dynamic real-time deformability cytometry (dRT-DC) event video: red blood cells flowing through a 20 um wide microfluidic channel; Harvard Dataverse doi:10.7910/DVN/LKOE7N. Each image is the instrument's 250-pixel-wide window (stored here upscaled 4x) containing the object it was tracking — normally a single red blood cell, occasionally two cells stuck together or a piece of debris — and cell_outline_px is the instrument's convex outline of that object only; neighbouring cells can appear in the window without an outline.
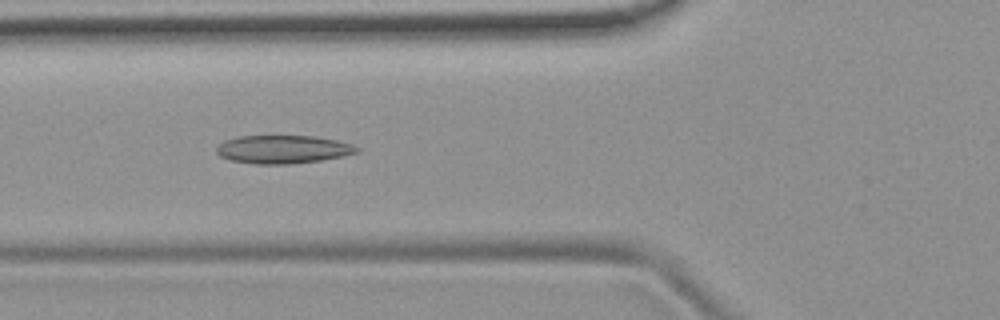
{"species": "common noctule bat (a hibernating species)", "species_latin": "Nyctalus noctula", "temperature_condition": "room temperature", "stored_images_in_passage": 37, "camera_frame_rate_fps": 3000, "um_per_image_px": 0.085, "animal": {"sex": "female", "body_mass_g": 19.9}, "frame": {"image": 1, "passage_image": 4, "time_ms": 1.0, "image_size_px": [1000, 320], "cell_outline_px": [[360, 152], [344, 156], [320, 160], [288, 164], [256, 164], [228, 160], [220, 156], [216, 152], [216, 148], [224, 140], [240, 136], [316, 136], [336, 140], [352, 144], [360, 148]], "centroid_in_image_um": [24.06, 12.69], "position_along_channel_um": 101.7, "area_um2": 23.18}}
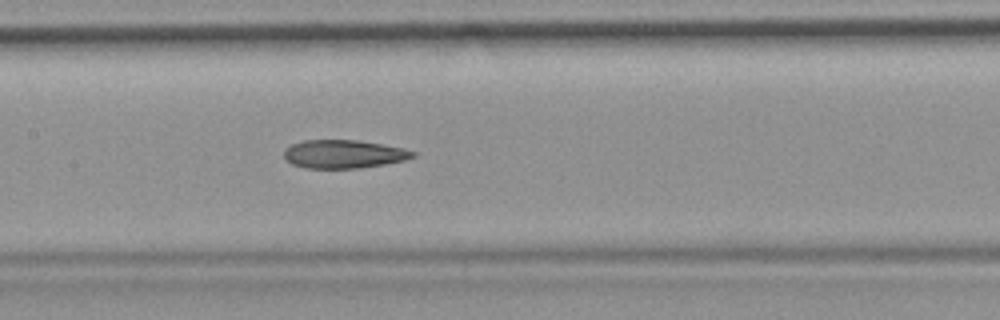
{"frame": {"image": 2, "passage_image": 10, "time_ms": 3.0, "image_size_px": [1000, 320], "cell_outline_px": [[416, 156], [404, 160], [384, 164], [360, 168], [304, 168], [292, 164], [284, 156], [284, 148], [292, 144], [304, 140], [356, 140], [384, 144], [404, 148], [416, 152]], "centroid_in_image_um": [29.22, 13.09], "position_along_channel_um": 178.2, "area_um2": 21.33}}
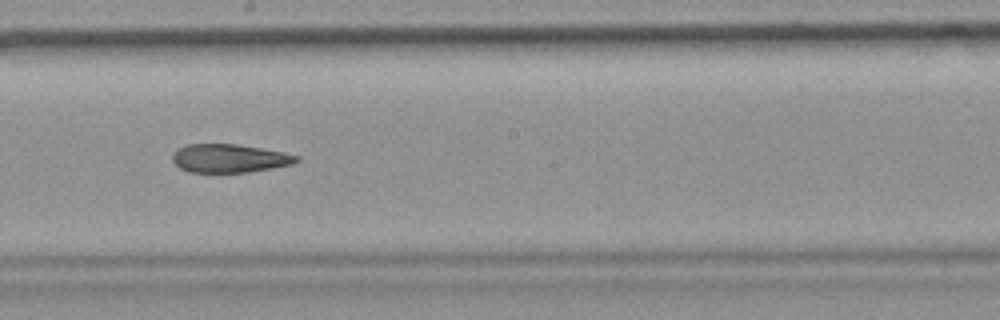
{"frame": {"image": 3, "passage_image": 14, "time_ms": 4.333, "image_size_px": [1000, 320], "cell_outline_px": [[300, 160], [292, 164], [272, 168], [248, 172], [188, 172], [180, 168], [172, 160], [172, 156], [180, 148], [188, 144], [236, 144], [284, 152], [300, 156]], "centroid_in_image_um": [19.53, 13.46], "position_along_channel_um": 228.7, "area_um2": 20.4}, "authors_computed_cell_mechanics": {"area_um2": 22.0796, "velocity_mm_per_s": 3.8156, "shape_relaxation_time_tau1_ms": null, "shape_relaxation_time_tau2_ms": 6.0113, "deformation_change_tau1": null, "deformation_change_tau2": 0.1466}}